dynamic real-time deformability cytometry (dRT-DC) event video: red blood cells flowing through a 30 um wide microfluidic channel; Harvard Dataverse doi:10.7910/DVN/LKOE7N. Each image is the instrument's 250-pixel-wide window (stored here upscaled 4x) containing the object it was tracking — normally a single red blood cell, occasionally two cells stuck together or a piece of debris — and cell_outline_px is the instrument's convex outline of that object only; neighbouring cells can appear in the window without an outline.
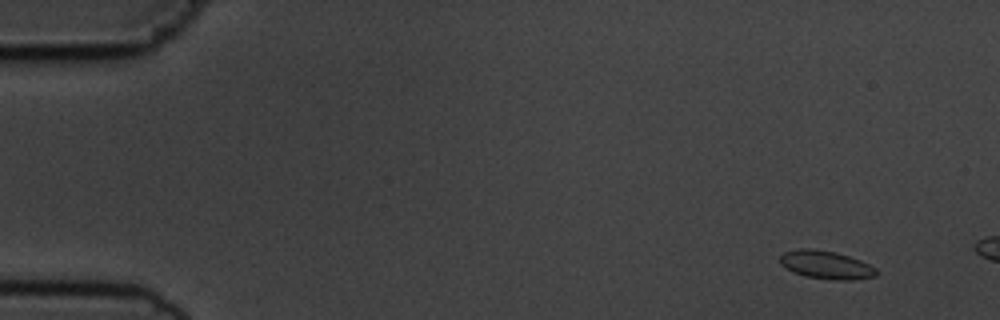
{"species": "common noctule bat (a hibernating species)", "species_latin": "Nyctalus noctula", "temperature_condition": "cold", "stored_images_in_passage": 2, "camera_frame_rate_fps": 3000, "um_per_image_px": 0.085, "animal": {"sex": "male", "body_mass_g": 19.5, "forearm_length_mm": 54.6}, "frame": {"image": 1, "passage_image": 2, "time_ms": 2.0, "image_size_px": [1000, 320], "cell_outline_px": [[880, 272], [876, 276], [852, 280], [832, 280], [804, 276], [792, 272], [784, 268], [780, 264], [780, 256], [784, 252], [800, 248], [812, 248], [836, 252], [860, 260], [876, 268]], "centroid_in_image_um": [70.2, 22.52], "position_along_channel_um": 14.8, "area_um2": 16.07}}